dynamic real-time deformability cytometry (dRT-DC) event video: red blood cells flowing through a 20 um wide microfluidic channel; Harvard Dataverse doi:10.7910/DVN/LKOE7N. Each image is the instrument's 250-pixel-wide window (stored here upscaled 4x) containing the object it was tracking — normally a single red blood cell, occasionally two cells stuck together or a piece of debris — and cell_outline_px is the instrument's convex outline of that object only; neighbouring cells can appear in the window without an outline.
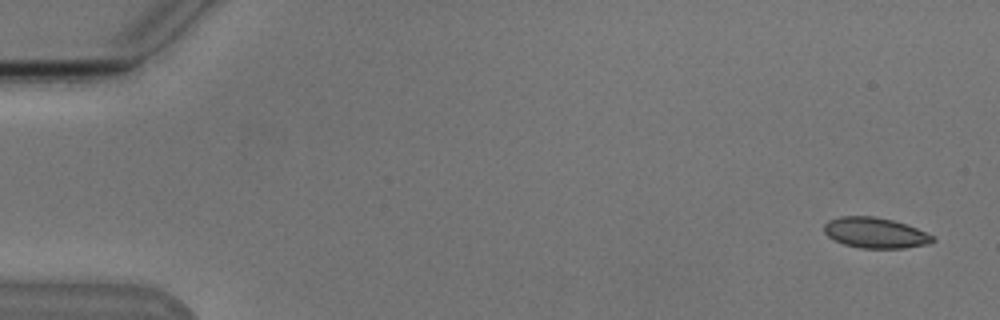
{"species": "Egyptian fruit bat (a non-hibernating species)", "species_latin": "Rousettus aegyptiacus", "temperature_condition": "cold", "stored_images_in_passage": 6, "camera_frame_rate_fps": 3000, "um_per_image_px": 0.085, "animal": {"sex": "male"}, "frame": {"image": 1, "passage_image": 1, "time_ms": 0.0, "image_size_px": [1000, 320], "cell_outline_px": [[936, 240], [928, 244], [904, 248], [860, 248], [844, 244], [828, 236], [824, 232], [824, 224], [828, 220], [840, 216], [876, 216], [892, 220], [916, 228], [932, 236]], "centroid_in_image_um": [74.37, 19.78], "position_along_channel_um": 10.6, "area_um2": 19.19}}
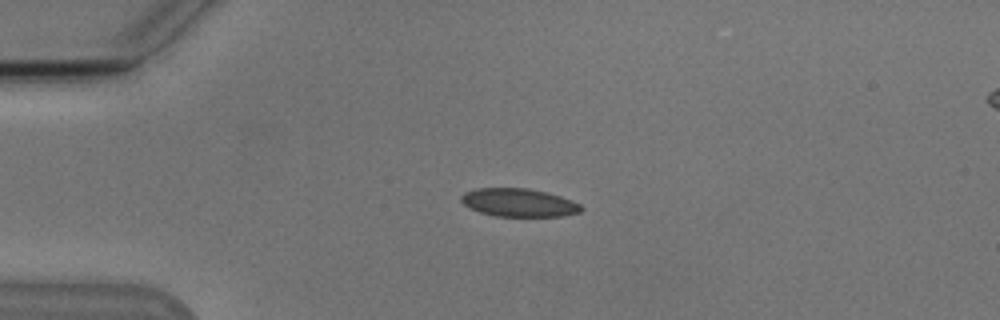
{"frame": {"image": 2, "passage_image": 4, "time_ms": 3.667, "image_size_px": [1000, 320], "cell_outline_px": [[584, 208], [580, 212], [564, 216], [496, 216], [480, 212], [464, 204], [460, 200], [460, 196], [464, 192], [476, 188], [528, 188], [560, 196], [572, 200], [580, 204]], "centroid_in_image_um": [44.1, 17.22], "position_along_channel_um": 40.9, "area_um2": 19.65}}